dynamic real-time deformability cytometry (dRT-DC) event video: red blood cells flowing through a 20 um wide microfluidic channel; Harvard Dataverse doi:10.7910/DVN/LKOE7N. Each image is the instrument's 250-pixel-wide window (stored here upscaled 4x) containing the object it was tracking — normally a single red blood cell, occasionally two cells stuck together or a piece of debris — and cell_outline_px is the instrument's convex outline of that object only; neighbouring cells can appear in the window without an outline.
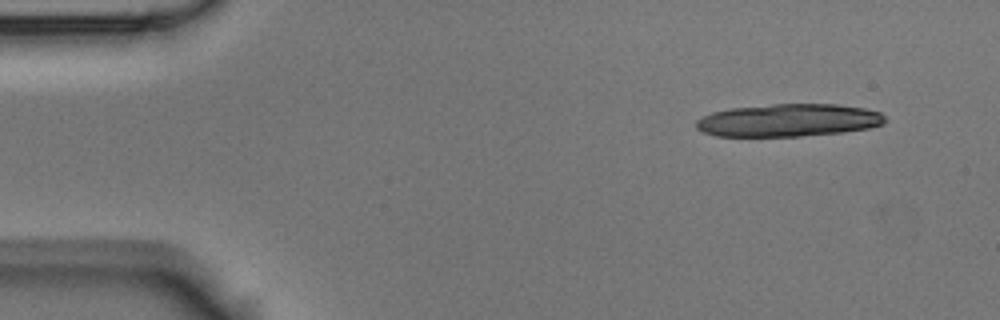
{"species": "Egyptian fruit bat (a non-hibernating species)", "species_latin": "Rousettus aegyptiacus", "temperature_condition": "room temperature", "stored_images_in_passage": 4, "camera_frame_rate_fps": 3000, "um_per_image_px": 0.085, "animal": {"sex": "male"}, "frame": {"image": 1, "passage_image": 1, "time_ms": 0.0, "image_size_px": [1000, 320], "cell_outline_px": [[888, 120], [884, 124], [868, 128], [840, 132], [800, 136], [716, 136], [704, 132], [696, 128], [696, 120], [712, 112], [732, 108], [772, 104], [836, 104], [864, 108], [880, 112]], "centroid_in_image_um": [67.04, 10.22], "position_along_channel_um": 18.0, "area_um2": 35.89}}